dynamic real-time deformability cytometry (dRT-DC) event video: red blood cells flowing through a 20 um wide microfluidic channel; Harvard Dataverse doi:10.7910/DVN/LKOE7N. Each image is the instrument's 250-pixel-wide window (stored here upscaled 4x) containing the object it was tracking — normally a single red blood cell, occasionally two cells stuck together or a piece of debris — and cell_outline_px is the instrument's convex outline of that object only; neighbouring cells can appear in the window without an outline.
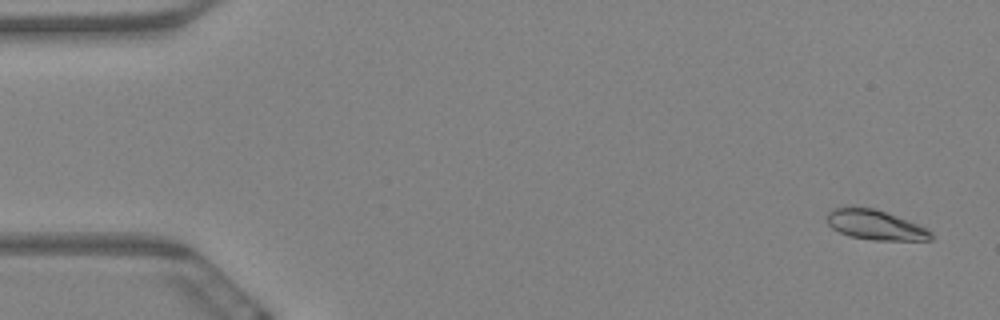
{"species": "Egyptian fruit bat (a non-hibernating species)", "species_latin": "Rousettus aegyptiacus", "temperature_condition": "warm", "stored_images_in_passage": 4, "camera_frame_rate_fps": 3000, "um_per_image_px": 0.085, "animal": {"sex": "female"}, "frame": {"image": 1, "passage_image": 1, "time_ms": 0.0, "image_size_px": [1000, 320], "cell_outline_px": [[932, 240], [872, 240], [852, 236], [840, 232], [832, 228], [828, 224], [828, 212], [832, 208], [852, 204], [876, 208], [928, 228], [932, 232]], "centroid_in_image_um": [74.38, 19.07], "position_along_channel_um": 10.6, "area_um2": 18.44}}